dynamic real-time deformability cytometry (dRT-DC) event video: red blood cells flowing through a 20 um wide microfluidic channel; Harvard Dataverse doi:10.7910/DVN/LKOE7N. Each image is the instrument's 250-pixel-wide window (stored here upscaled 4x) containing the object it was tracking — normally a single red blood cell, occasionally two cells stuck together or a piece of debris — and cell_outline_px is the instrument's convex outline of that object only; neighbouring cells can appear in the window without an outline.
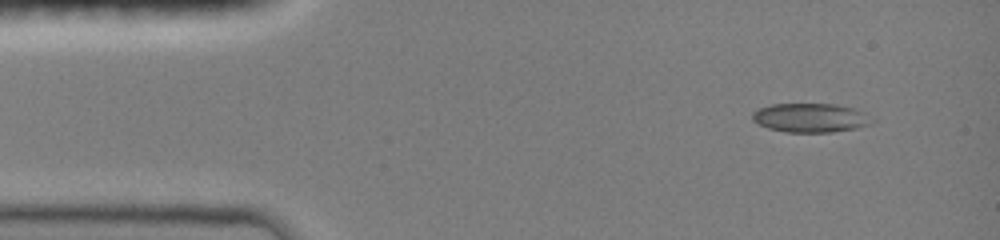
{"species": "common noctule bat (a hibernating species)", "species_latin": "Nyctalus noctula", "temperature_condition": "room temperature", "stored_images_in_passage": 43, "camera_frame_rate_fps": 3000, "um_per_image_px": 0.085, "animal": {"sex": "female", "body_mass_g": 19.0, "forearm_length_mm": 51.5}, "frame": {"image": 1, "passage_image": 1, "time_ms": 0.0, "image_size_px": [1000, 240], "cell_outline_px": [[876, 120], [872, 124], [856, 128], [832, 132], [784, 132], [768, 128], [752, 120], [752, 112], [760, 108], [772, 104], [836, 104], [852, 108], [864, 112]], "centroid_in_image_um": [68.92, 10.01], "position_along_channel_um": 16.1, "area_um2": 20.29}}
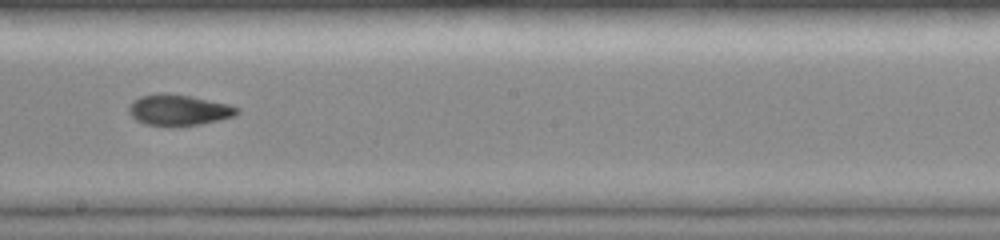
{"frame": {"image": 2, "passage_image": 23, "time_ms": 7.333, "image_size_px": [1000, 240], "cell_outline_px": [[240, 112], [232, 116], [220, 120], [200, 124], [172, 128], [144, 124], [136, 120], [128, 112], [128, 108], [140, 96], [160, 92], [168, 92], [192, 96], [228, 104], [240, 108]], "centroid_in_image_um": [15.18, 9.36], "position_along_channel_um": 233.0, "area_um2": 19.94}}
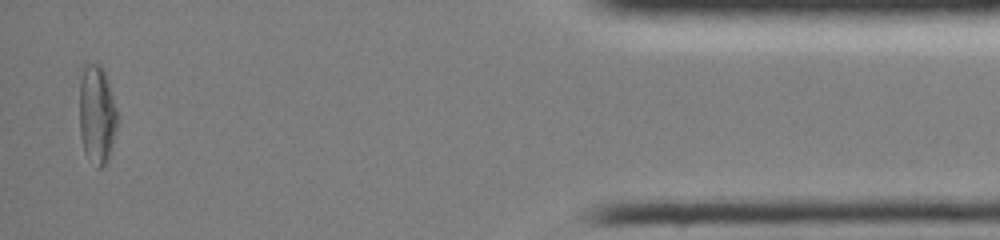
{"frame": {"image": 3, "passage_image": 42, "time_ms": 13.667, "image_size_px": [1000, 240], "cell_outline_px": [[120, 116], [116, 132], [108, 160], [100, 168], [96, 168], [84, 152], [80, 136], [80, 80], [84, 64], [100, 64], [104, 68]], "centroid_in_image_um": [8.27, 9.73], "position_along_channel_um": 426.9, "area_um2": 22.37}, "authors_computed_cell_mechanics": {"area_um2": 19.8832, "velocity_mm_per_s": 4.0755, "shape_relaxation_time_tau1_ms": null, "shape_relaxation_time_tau2_ms": 3.0017, "deformation_change_tau1": null, "deformation_change_tau2": 0.0672}}